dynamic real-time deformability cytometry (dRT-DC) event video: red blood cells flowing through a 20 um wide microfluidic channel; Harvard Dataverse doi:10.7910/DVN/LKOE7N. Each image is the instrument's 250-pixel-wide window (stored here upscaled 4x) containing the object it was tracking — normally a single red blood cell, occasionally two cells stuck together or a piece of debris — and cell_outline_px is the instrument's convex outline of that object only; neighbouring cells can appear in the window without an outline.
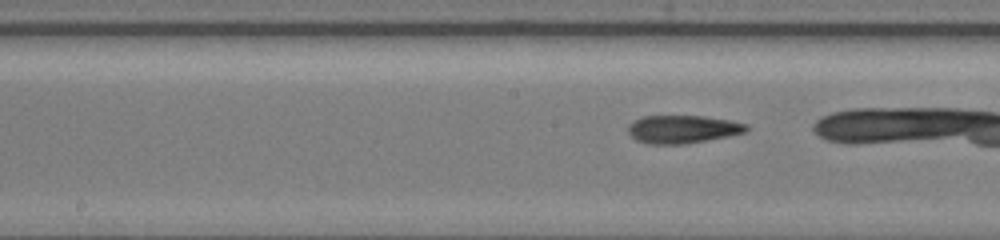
{"species": "common noctule bat (a hibernating species)", "species_latin": "Nyctalus noctula", "temperature_condition": "warm", "stored_images_in_passage": 27, "camera_frame_rate_fps": 3000, "um_per_image_px": 0.085, "animal": {"sex": "female", "body_mass_g": 19.5, "forearm_length_mm": 54.1}, "frame": {"image": 1, "passage_image": 8, "time_ms": 2.333, "image_size_px": [1000, 240], "cell_outline_px": [[748, 128], [744, 132], [728, 136], [684, 144], [648, 144], [636, 140], [628, 132], [628, 124], [632, 120], [640, 116], [704, 116], [728, 120], [748, 124]], "centroid_in_image_um": [57.97, 10.98], "position_along_channel_um": 190.2, "area_um2": 19.31}}
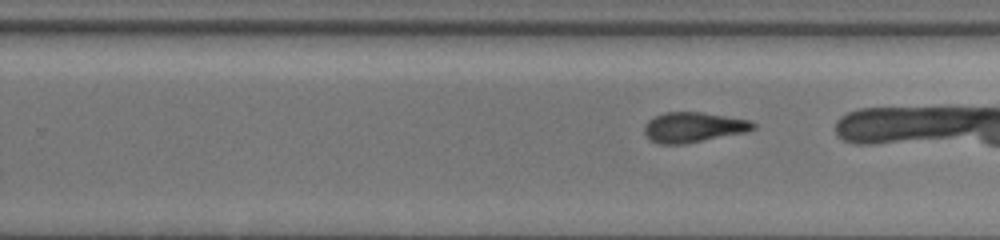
{"frame": {"image": 2, "passage_image": 16, "time_ms": 5.0, "image_size_px": [1000, 240], "cell_outline_px": [[756, 128], [744, 132], [684, 144], [660, 144], [652, 140], [644, 132], [644, 128], [648, 120], [664, 112], [700, 112], [752, 120], [756, 124]], "centroid_in_image_um": [58.95, 10.81], "position_along_channel_um": 270.8, "area_um2": 18.9}}
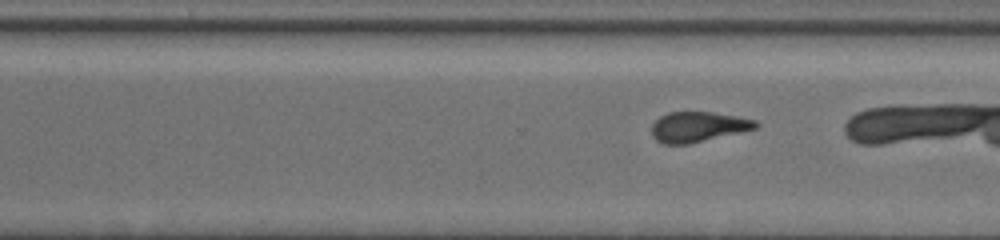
{"frame": {"image": 3, "passage_image": 20, "time_ms": 6.333, "image_size_px": [1000, 240], "cell_outline_px": [[760, 124], [756, 128], [740, 132], [688, 144], [664, 144], [656, 140], [652, 136], [652, 124], [660, 116], [668, 112], [712, 112], [736, 116], [756, 120]], "centroid_in_image_um": [59.32, 10.77], "position_along_channel_um": 311.3, "area_um2": 18.21}}